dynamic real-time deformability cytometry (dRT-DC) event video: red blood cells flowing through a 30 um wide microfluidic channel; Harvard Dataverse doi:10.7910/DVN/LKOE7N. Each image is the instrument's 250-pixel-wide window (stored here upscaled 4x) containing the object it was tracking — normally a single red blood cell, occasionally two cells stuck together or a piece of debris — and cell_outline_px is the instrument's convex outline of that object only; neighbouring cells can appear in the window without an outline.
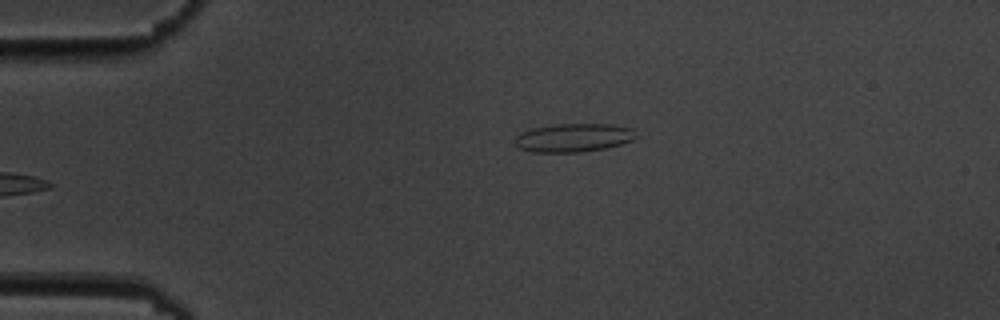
{"species": "common noctule bat (a hibernating species)", "species_latin": "Nyctalus noctula", "temperature_condition": "cold", "stored_images_in_passage": 6, "segment_of_instrument_passage": [2, 2], "camera_frame_rate_fps": 3000, "um_per_image_px": 0.085, "animal": {"sex": "male", "body_mass_g": 19.5, "forearm_length_mm": 54.6}, "frame": {"image": 1, "passage_image": 6, "time_ms": 6.667, "image_size_px": [1000, 320], "cell_outline_px": [[636, 136], [632, 140], [620, 144], [604, 148], [580, 152], [532, 152], [520, 148], [512, 144], [516, 136], [520, 132], [532, 128], [556, 124], [612, 124], [632, 128]], "centroid_in_image_um": [48.69, 11.7], "position_along_channel_um": 36.3, "area_um2": 20.11}}